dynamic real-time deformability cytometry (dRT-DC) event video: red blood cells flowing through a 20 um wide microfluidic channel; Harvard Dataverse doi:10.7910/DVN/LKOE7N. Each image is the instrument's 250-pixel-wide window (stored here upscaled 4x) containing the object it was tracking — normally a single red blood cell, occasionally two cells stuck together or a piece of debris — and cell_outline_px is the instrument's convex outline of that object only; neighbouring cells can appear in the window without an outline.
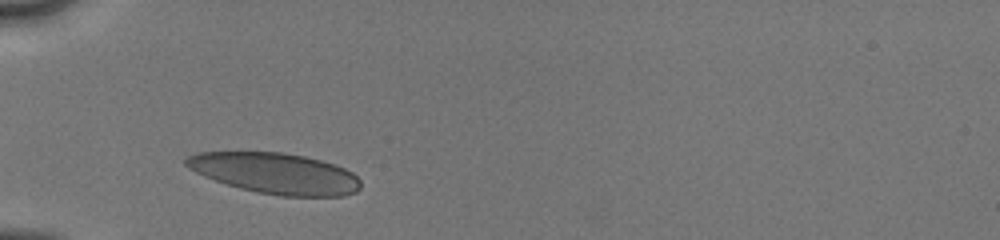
{"species": "human", "species_latin": "Homo sapiens", "temperature_condition": "cold", "stored_images_in_passage": 24, "camera_frame_rate_fps": 3000, "um_per_image_px": 0.085, "donor": {"sex": "male"}, "frame": {"image": 1, "passage_image": 1, "time_ms": 0.0, "image_size_px": [1000, 240], "cell_outline_px": [[360, 188], [356, 192], [344, 196], [280, 196], [256, 192], [240, 188], [204, 176], [188, 168], [184, 164], [184, 156], [196, 152], [280, 152], [304, 156], [320, 160], [344, 168], [352, 172], [360, 180]], "centroid_in_image_um": [23.37, 14.73], "position_along_channel_um": 61.6, "area_um2": 41.56}}
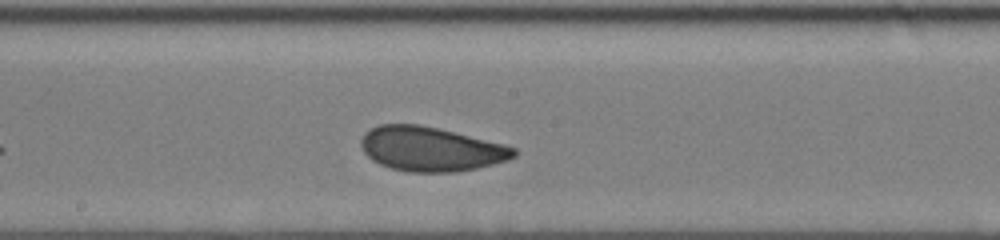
{"frame": {"image": 2, "passage_image": 13, "time_ms": 4.0, "image_size_px": [1000, 240], "cell_outline_px": [[516, 156], [508, 160], [476, 168], [456, 172], [408, 172], [392, 168], [380, 164], [372, 160], [364, 152], [360, 144], [360, 140], [364, 132], [380, 124], [420, 124], [504, 144], [516, 148]], "centroid_in_image_um": [36.6, 12.66], "position_along_channel_um": 211.6, "area_um2": 39.42}}
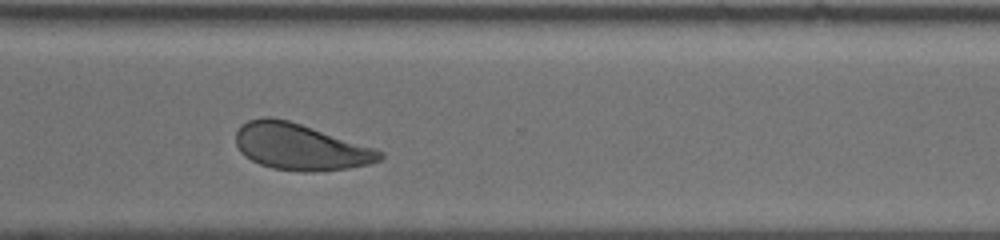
{"frame": {"image": 3, "passage_image": 21, "time_ms": 7.333, "image_size_px": [1000, 240], "cell_outline_px": [[384, 156], [380, 160], [368, 164], [348, 168], [316, 172], [304, 172], [272, 168], [260, 164], [244, 156], [240, 152], [236, 144], [236, 132], [240, 124], [248, 120], [264, 116], [272, 116], [288, 120], [376, 148], [384, 152]], "centroid_in_image_um": [25.5, 12.47], "position_along_channel_um": 345.1, "area_um2": 39.13}, "authors_computed_cell_mechanics": {"area_um2": 39.882, "velocity_mm_per_s": 3.9997, "shape_relaxation_time_tau1_ms": 2.2954, "shape_relaxation_time_tau2_ms": 1.0787, "deformation_change_tau1": 0.0845, "deformation_change_tau2": 0.0438}}